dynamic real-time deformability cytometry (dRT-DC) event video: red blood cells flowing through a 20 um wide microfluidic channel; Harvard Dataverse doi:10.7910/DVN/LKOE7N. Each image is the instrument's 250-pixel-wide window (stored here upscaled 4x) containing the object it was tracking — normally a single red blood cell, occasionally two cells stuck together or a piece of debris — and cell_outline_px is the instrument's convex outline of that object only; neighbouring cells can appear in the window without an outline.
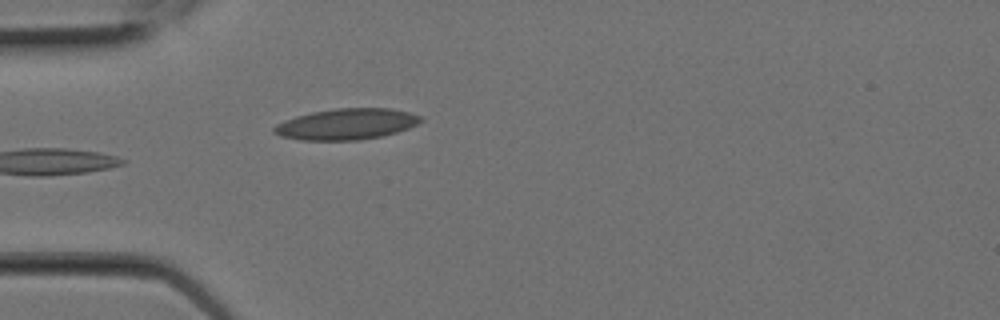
{"species": "Egyptian fruit bat (a non-hibernating species)", "species_latin": "Rousettus aegyptiacus", "temperature_condition": "room temperature", "stored_images_in_passage": 6, "camera_frame_rate_fps": 3000, "um_per_image_px": 0.085, "animal": {"sex": "female"}, "frame": {"image": 1, "passage_image": 6, "time_ms": 1.667, "image_size_px": [1000, 320], "cell_outline_px": [[424, 120], [408, 128], [384, 136], [360, 140], [300, 140], [280, 136], [272, 132], [272, 128], [276, 124], [284, 120], [296, 116], [312, 112], [336, 108], [392, 108], [424, 116]], "centroid_in_image_um": [29.46, 10.55], "position_along_channel_um": 55.5, "area_um2": 26.76}}